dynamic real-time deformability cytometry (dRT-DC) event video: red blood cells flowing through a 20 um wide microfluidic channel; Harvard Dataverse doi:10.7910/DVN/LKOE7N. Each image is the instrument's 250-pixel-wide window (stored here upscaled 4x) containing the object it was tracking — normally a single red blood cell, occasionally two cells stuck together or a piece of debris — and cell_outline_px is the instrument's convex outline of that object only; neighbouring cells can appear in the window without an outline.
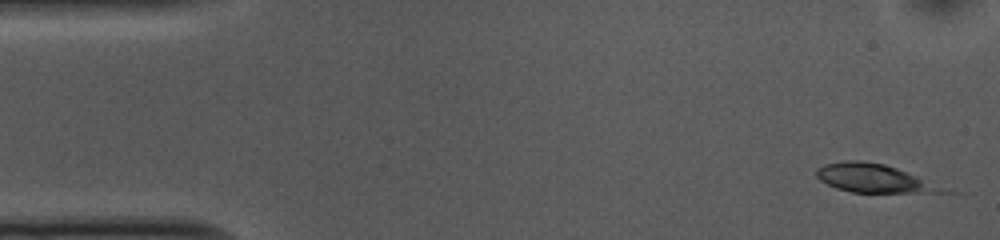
{"species": "common noctule bat (a hibernating species)", "species_latin": "Nyctalus noctula", "temperature_condition": "cold", "stored_images_in_passage": 13, "camera_frame_rate_fps": 3000, "um_per_image_px": 0.085, "animal": {"sex": "female", "body_mass_g": 10.0, "forearm_length_mm": 53.1}, "frame": {"image": 1, "passage_image": 1, "time_ms": 0.0, "image_size_px": [1000, 240], "cell_outline_px": [[964, 192], [852, 192], [836, 188], [820, 180], [816, 176], [816, 168], [824, 164], [848, 160], [860, 160], [884, 164], [896, 168]], "centroid_in_image_um": [74.4, 15.16], "position_along_channel_um": 10.6, "area_um2": 21.27}}
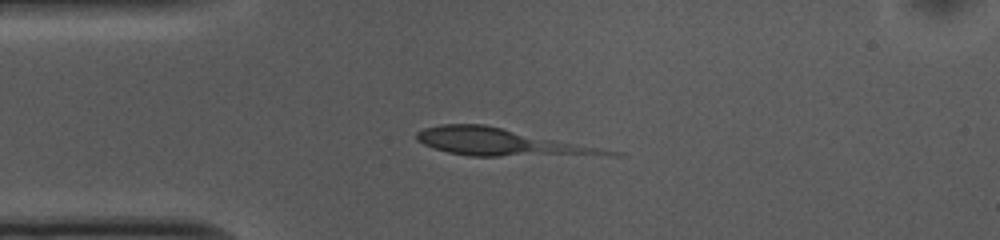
{"frame": {"image": 2, "passage_image": 11, "time_ms": 3.333, "image_size_px": [1000, 240], "cell_outline_px": [[628, 156], [468, 156], [448, 152], [432, 148], [416, 140], [416, 132], [424, 128], [440, 124], [484, 124], [624, 152]], "centroid_in_image_um": [42.72, 12.11], "position_along_channel_um": 42.3, "area_um2": 31.04}}